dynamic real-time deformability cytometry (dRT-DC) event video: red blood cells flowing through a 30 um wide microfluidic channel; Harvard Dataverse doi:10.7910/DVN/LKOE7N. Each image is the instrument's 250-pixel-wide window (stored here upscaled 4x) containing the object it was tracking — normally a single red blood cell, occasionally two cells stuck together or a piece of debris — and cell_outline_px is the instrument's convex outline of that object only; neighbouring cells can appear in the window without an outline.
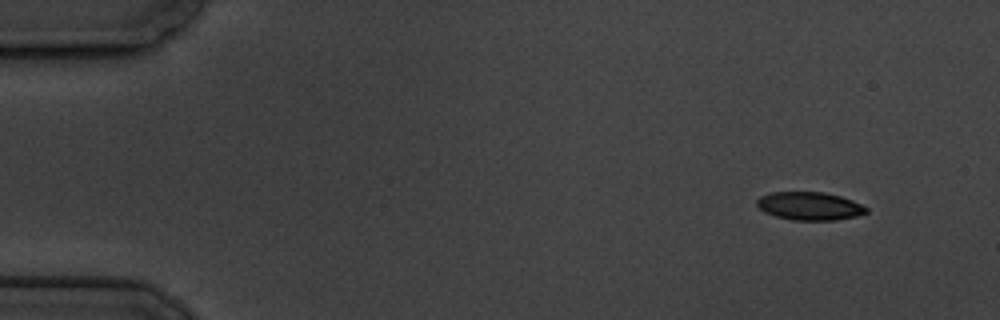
{"species": "common noctule bat (a hibernating species)", "species_latin": "Nyctalus noctula", "temperature_condition": "cold", "stored_images_in_passage": 6, "camera_frame_rate_fps": 3000, "um_per_image_px": 0.085, "animal": {"sex": "male", "body_mass_g": 19.5, "forearm_length_mm": 54.6}, "frame": {"image": 1, "passage_image": 1, "time_ms": 0.0, "image_size_px": [1000, 320], "cell_outline_px": [[868, 212], [856, 216], [836, 220], [792, 220], [776, 216], [764, 212], [756, 204], [756, 200], [760, 196], [772, 192], [824, 192], [840, 196], [852, 200], [868, 208]], "centroid_in_image_um": [68.81, 17.51], "position_along_channel_um": 16.2, "area_um2": 17.92}}
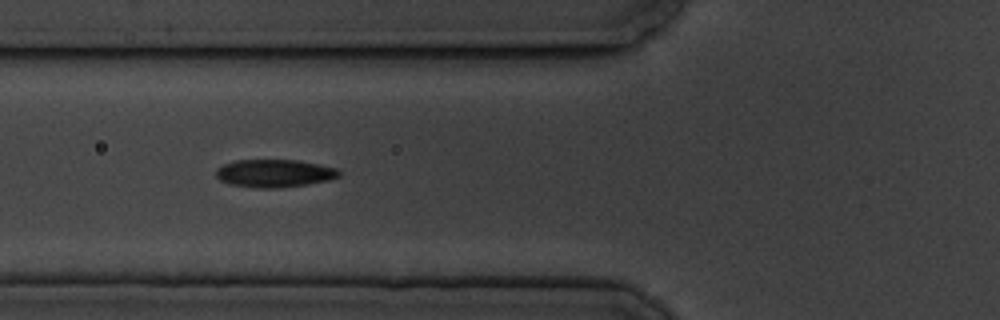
{"frame": {"image": 2, "passage_image": 5, "time_ms": 5.667, "image_size_px": [1000, 320], "cell_outline_px": [[340, 176], [328, 180], [308, 184], [276, 188], [260, 188], [228, 184], [220, 180], [216, 176], [216, 168], [224, 164], [236, 160], [300, 160], [340, 168]], "centroid_in_image_um": [23.35, 14.72], "position_along_channel_um": 102.5, "area_um2": 20.11}}
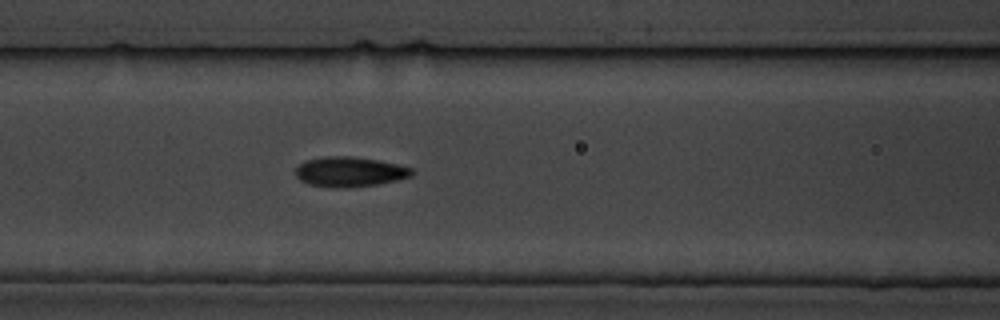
{"frame": {"image": 3, "passage_image": 6, "time_ms": 6.667, "image_size_px": [1000, 320], "cell_outline_px": [[416, 172], [412, 176], [380, 184], [348, 188], [340, 188], [308, 184], [300, 180], [296, 176], [296, 168], [304, 160], [324, 156], [352, 156], [376, 160], [396, 164], [412, 168]], "centroid_in_image_um": [29.73, 14.6], "position_along_channel_um": 136.9, "area_um2": 20.4}}